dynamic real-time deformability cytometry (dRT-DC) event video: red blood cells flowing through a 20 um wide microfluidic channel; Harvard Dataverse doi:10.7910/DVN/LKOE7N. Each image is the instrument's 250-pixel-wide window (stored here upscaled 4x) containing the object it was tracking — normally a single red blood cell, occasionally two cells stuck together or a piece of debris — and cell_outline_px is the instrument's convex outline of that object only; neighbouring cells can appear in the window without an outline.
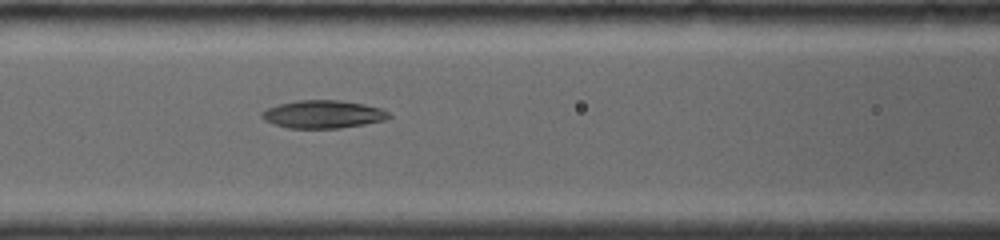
{"species": "common noctule bat (a hibernating species)", "species_latin": "Nyctalus noctula", "temperature_condition": "room temperature", "stored_images_in_passage": 13, "camera_frame_rate_fps": 4000, "um_per_image_px": 0.085, "animal": {"sex": "female", "body_mass_g": 19.0, "forearm_length_mm": 56.7}, "frame": {"image": 1, "passage_image": 13, "time_ms": 6.25, "image_size_px": [1000, 240], "cell_outline_px": [[392, 116], [388, 120], [340, 128], [288, 128], [272, 124], [264, 120], [260, 116], [260, 112], [268, 108], [280, 104], [296, 100], [340, 100], [364, 104], [380, 108], [388, 112]], "centroid_in_image_um": [27.46, 9.71], "position_along_channel_um": 139.1, "area_um2": 20.81}}